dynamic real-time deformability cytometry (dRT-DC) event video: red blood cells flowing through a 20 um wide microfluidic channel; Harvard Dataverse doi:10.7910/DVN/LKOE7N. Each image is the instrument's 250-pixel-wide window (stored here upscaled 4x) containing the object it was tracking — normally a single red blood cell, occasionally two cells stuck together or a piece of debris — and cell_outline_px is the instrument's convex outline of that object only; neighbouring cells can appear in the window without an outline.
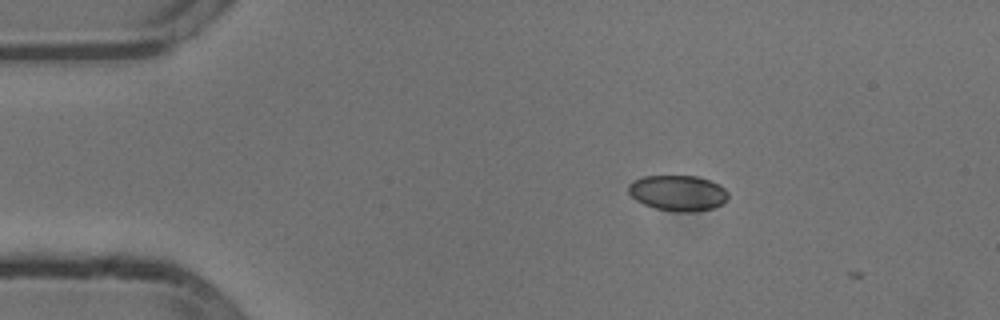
{"species": "common noctule bat (a hibernating species)", "species_latin": "Nyctalus noctula", "temperature_condition": "cold", "stored_images_in_passage": 7, "camera_frame_rate_fps": 3000, "um_per_image_px": 0.085, "animal": {"sex": "male", "body_mass_g": 13.3}, "frame": {"image": 1, "passage_image": 4, "time_ms": 1.0, "image_size_px": [1000, 320], "cell_outline_px": [[728, 200], [724, 204], [712, 208], [696, 212], [676, 212], [656, 208], [644, 204], [636, 200], [628, 192], [628, 184], [632, 180], [644, 176], [696, 176], [712, 180], [720, 184], [728, 192]], "centroid_in_image_um": [57.65, 16.4], "position_along_channel_um": 27.3, "area_um2": 21.04}}